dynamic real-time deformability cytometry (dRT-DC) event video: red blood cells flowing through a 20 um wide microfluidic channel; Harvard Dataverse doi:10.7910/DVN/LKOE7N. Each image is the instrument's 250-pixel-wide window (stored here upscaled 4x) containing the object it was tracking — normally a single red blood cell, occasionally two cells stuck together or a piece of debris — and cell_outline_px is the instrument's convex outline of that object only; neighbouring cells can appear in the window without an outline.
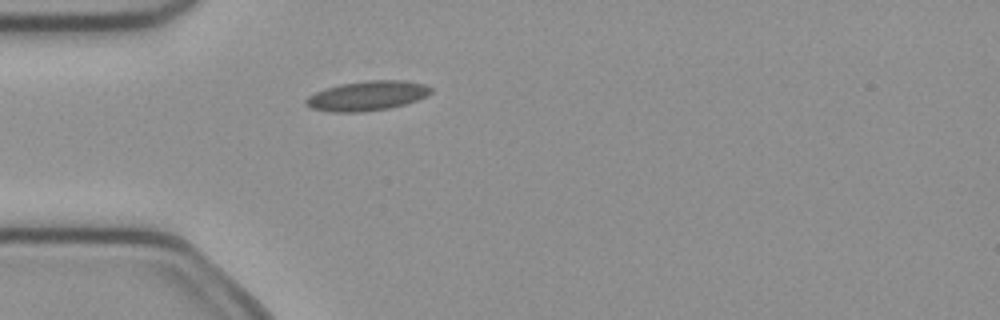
{"species": "common noctule bat (a hibernating species)", "species_latin": "Nyctalus noctula", "temperature_condition": "cold", "stored_images_in_passage": 1, "camera_frame_rate_fps": 3000, "um_per_image_px": 0.085, "animal": {"sex": "female", "body_mass_g": 21.9}, "frame": {"image": 1, "passage_image": 1, "time_ms": 0.0, "image_size_px": [1000, 320], "cell_outline_px": [[432, 92], [416, 100], [404, 104], [388, 108], [364, 112], [328, 112], [308, 108], [304, 104], [304, 100], [308, 96], [324, 88], [340, 84], [368, 80], [404, 80], [424, 84], [432, 88]], "centroid_in_image_um": [31.14, 8.15], "position_along_channel_um": 53.9, "area_um2": 21.73}}